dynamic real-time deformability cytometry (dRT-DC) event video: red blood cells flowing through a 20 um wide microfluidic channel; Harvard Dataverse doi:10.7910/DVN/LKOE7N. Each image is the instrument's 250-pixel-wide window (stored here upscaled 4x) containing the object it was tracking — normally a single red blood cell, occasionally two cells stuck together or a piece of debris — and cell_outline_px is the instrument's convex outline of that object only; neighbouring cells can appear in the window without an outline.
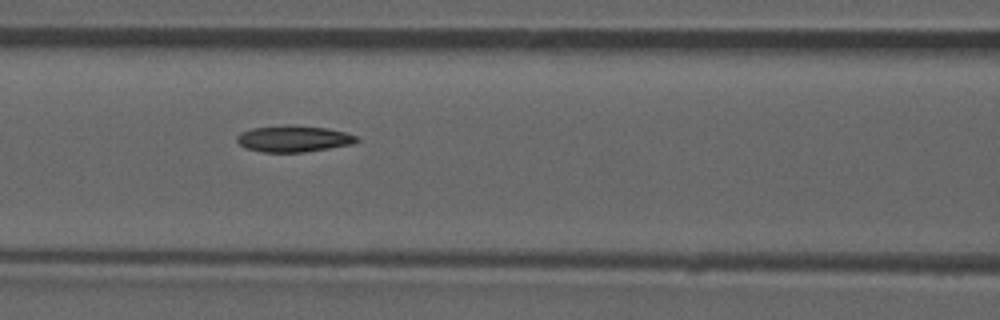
{"species": "common noctule bat (a hibernating species)", "species_latin": "Nyctalus noctula", "temperature_condition": "room temperature", "stored_images_in_passage": 36, "camera_frame_rate_fps": 3000, "um_per_image_px": 0.085, "animal": {"sex": "male", "forearm_length_mm": 52.5}, "frame": {"image": 1, "passage_image": 11, "time_ms": 3.333, "image_size_px": [1000, 320], "cell_outline_px": [[360, 140], [352, 144], [304, 152], [264, 152], [244, 148], [236, 140], [236, 136], [240, 132], [252, 128], [288, 124], [292, 124], [328, 128], [344, 132], [356, 136]], "centroid_in_image_um": [24.92, 11.78], "position_along_channel_um": 141.7, "area_um2": 18.55}, "authors_computed_cell_mechanics": {"area_um2": 18.2648, "velocity_mm_per_s": 3.8548, "shape_relaxation_time_tau1_ms": null, "shape_relaxation_time_tau2_ms": 2.7791, "deformation_change_tau1": null, "deformation_change_tau2": 0.0737}}